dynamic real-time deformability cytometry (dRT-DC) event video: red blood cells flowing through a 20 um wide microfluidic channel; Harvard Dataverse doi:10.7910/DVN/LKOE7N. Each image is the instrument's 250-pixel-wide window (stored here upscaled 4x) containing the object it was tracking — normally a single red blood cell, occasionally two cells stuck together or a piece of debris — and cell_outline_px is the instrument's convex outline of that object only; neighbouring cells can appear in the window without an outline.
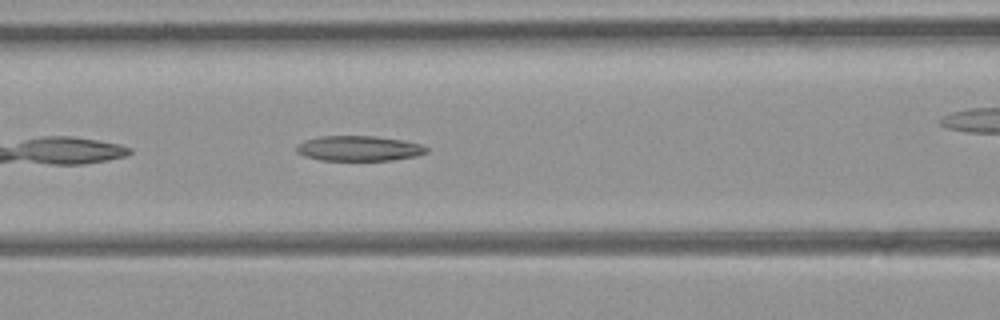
{"species": "common noctule bat (a hibernating species)", "species_latin": "Nyctalus noctula", "temperature_condition": "room temperature", "stored_images_in_passage": 9, "camera_frame_rate_fps": 3000, "um_per_image_px": 0.085, "animal": {"sex": "female", "body_mass_g": 21.9}, "frame": {"image": 1, "passage_image": 6, "time_ms": 1.667, "image_size_px": [1000, 320], "cell_outline_px": [[428, 152], [416, 156], [392, 160], [320, 160], [304, 156], [296, 152], [296, 144], [304, 140], [320, 136], [376, 136], [404, 140], [420, 144], [428, 148]], "centroid_in_image_um": [30.48, 12.61], "position_along_channel_um": 136.1, "area_um2": 19.19}}